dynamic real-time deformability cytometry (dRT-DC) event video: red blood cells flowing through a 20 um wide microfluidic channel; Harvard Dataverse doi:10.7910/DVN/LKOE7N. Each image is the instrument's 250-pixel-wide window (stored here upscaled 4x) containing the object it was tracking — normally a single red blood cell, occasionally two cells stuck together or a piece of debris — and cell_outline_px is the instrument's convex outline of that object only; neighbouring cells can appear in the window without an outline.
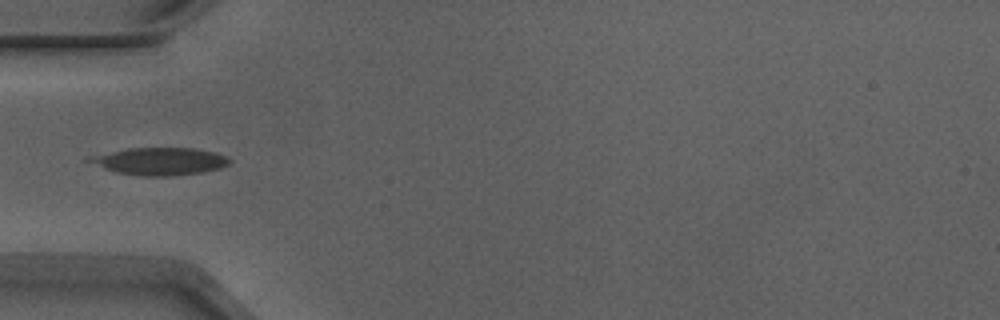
{"species": "Egyptian fruit bat (a non-hibernating species)", "species_latin": "Rousettus aegyptiacus", "temperature_condition": "warm", "stored_images_in_passage": 36, "camera_frame_rate_fps": 3000, "um_per_image_px": 0.085, "animal": {"sex": "male"}, "frame": {"image": 1, "passage_image": 1, "time_ms": 0.0, "image_size_px": [1000, 320], "cell_outline_px": [[232, 160], [228, 164], [220, 168], [200, 172], [172, 176], [140, 176], [116, 172], [104, 168], [84, 160], [88, 156], [128, 148], [192, 148], [212, 152], [224, 156]], "centroid_in_image_um": [13.52, 13.71], "position_along_channel_um": 71.5, "area_um2": 22.25}}
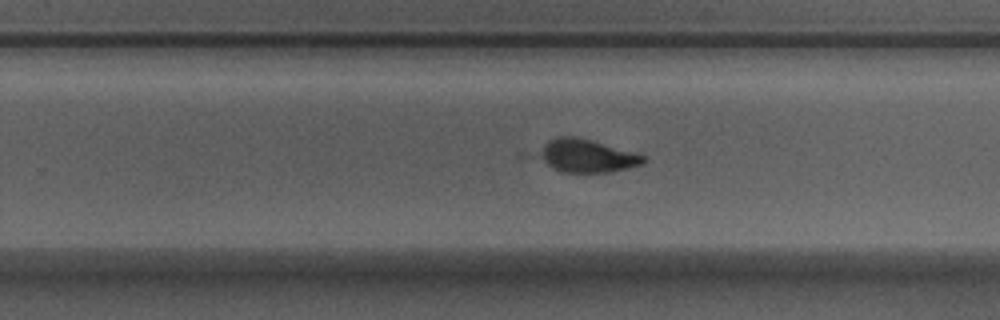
{"frame": {"image": 2, "passage_image": 17, "time_ms": 5.333, "image_size_px": [1000, 320], "cell_outline_px": [[644, 164], [628, 168], [608, 172], [564, 172], [552, 168], [544, 160], [544, 144], [548, 140], [556, 136], [576, 136], [592, 140], [632, 152], [644, 156]], "centroid_in_image_um": [49.93, 13.24], "position_along_channel_um": 279.9, "area_um2": 19.42}}
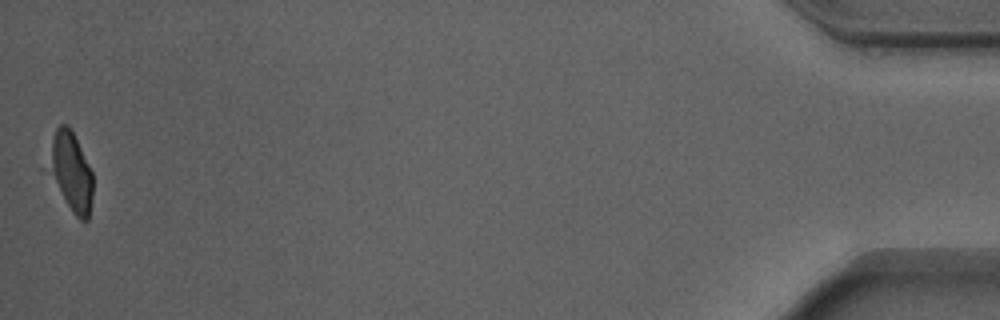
{"frame": {"image": 3, "passage_image": 36, "time_ms": 11.667, "image_size_px": [1000, 320], "cell_outline_px": [[92, 196], [88, 220], [80, 220], [72, 212], [52, 172], [52, 140], [56, 128], [60, 124], [68, 124], [92, 172]], "centroid_in_image_um": [6.12, 14.6], "position_along_channel_um": 429.1, "area_um2": 18.61}, "authors_computed_cell_mechanics": {"area_um2": 21.2415, "velocity_mm_per_s": 3.9043, "shape_relaxation_time_tau1_ms": 1.7616, "shape_relaxation_time_tau2_ms": null, "deformation_change_tau1": 0.14, "deformation_change_tau2": null}}